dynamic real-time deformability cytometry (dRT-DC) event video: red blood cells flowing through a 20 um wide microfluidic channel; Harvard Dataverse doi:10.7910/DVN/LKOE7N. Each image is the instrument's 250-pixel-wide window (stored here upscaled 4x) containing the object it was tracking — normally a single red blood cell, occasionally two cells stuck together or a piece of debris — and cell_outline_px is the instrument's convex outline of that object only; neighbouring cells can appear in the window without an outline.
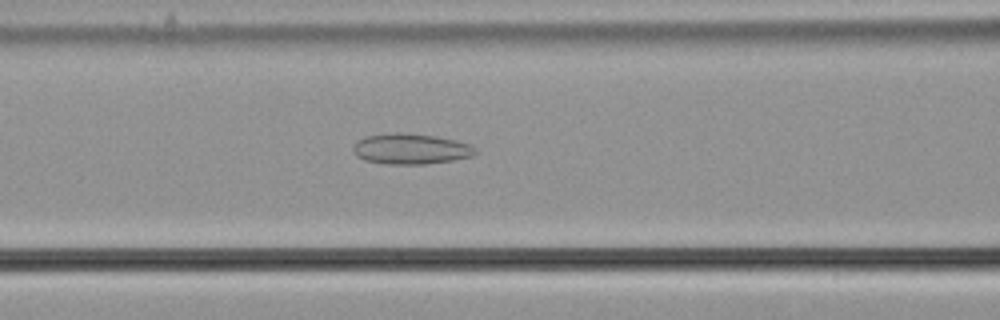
{"species": "common noctule bat (a hibernating species)", "species_latin": "Nyctalus noctula", "temperature_condition": "cold", "stored_images_in_passage": 40, "camera_frame_rate_fps": 3000, "um_per_image_px": 0.085, "animal": {"sex": "male", "body_mass_g": 21.5, "forearm_length_mm": 52.0}, "frame": {"image": 1, "passage_image": 8, "time_ms": 2.333, "image_size_px": [1000, 320], "cell_outline_px": [[476, 152], [472, 156], [452, 160], [424, 164], [388, 164], [364, 160], [356, 156], [352, 152], [352, 148], [356, 140], [368, 136], [396, 132], [400, 132], [436, 136], [456, 140], [472, 144], [476, 148]], "centroid_in_image_um": [34.9, 12.65], "position_along_channel_um": 131.7, "area_um2": 21.91}}
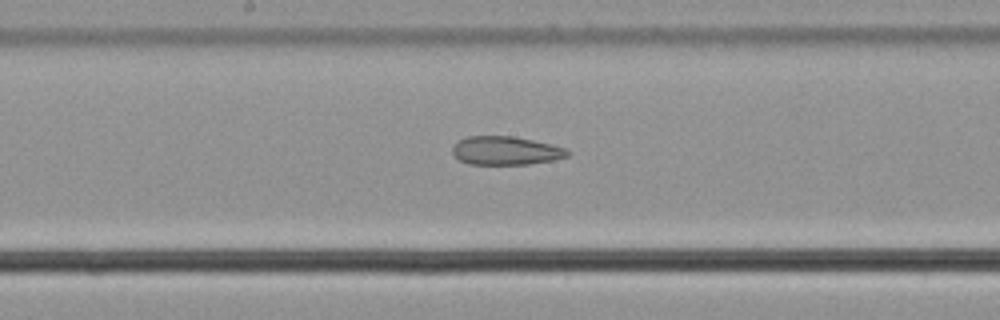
{"frame": {"image": 2, "passage_image": 14, "time_ms": 4.333, "image_size_px": [1000, 320], "cell_outline_px": [[572, 152], [568, 156], [552, 160], [528, 164], [468, 164], [460, 160], [452, 152], [452, 148], [456, 140], [468, 136], [512, 136], [532, 140], [564, 148]], "centroid_in_image_um": [42.95, 12.8], "position_along_channel_um": 205.3, "area_um2": 19.02}}
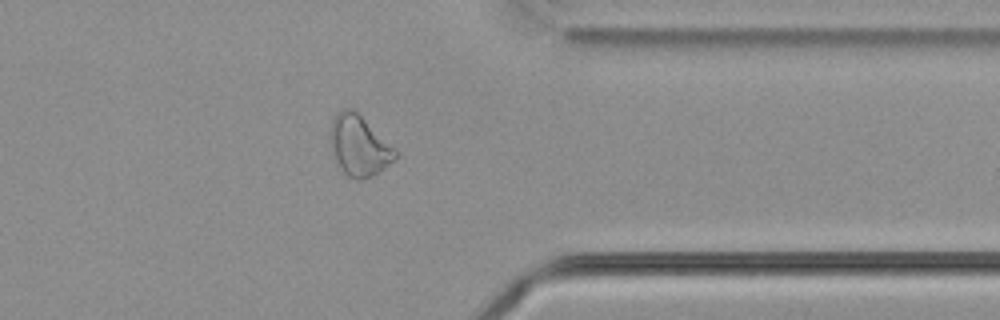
{"frame": {"image": 3, "passage_image": 29, "time_ms": 9.333, "image_size_px": [1000, 320], "cell_outline_px": [[400, 152], [392, 160], [372, 176], [360, 180], [348, 176], [344, 172], [336, 160], [332, 152], [328, 140], [328, 136], [332, 120], [336, 112], [344, 108], [352, 108], [396, 148]], "centroid_in_image_um": [30.48, 12.35], "position_along_channel_um": 380.9, "area_um2": 22.83}, "authors_computed_cell_mechanics": {"area_um2": 21.6461, "velocity_mm_per_s": 3.6854, "shape_relaxation_time_tau1_ms": null, "shape_relaxation_time_tau2_ms": 3.977, "deformation_change_tau1": null, "deformation_change_tau2": 0.1146}}